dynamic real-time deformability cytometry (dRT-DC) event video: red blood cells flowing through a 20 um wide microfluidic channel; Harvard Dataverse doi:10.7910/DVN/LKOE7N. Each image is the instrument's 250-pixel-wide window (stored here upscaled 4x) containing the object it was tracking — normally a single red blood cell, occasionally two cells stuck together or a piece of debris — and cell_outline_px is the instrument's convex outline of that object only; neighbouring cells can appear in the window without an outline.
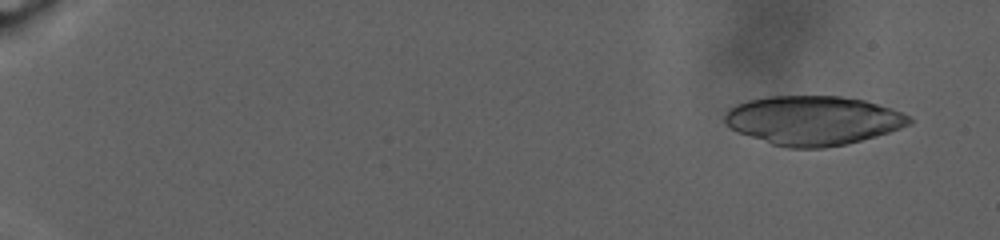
{"species": "human", "species_latin": "Homo sapiens", "temperature_condition": "warm", "stored_images_in_passage": 65, "camera_frame_rate_fps": 3000, "um_per_image_px": 0.085, "donor": {"sex": "male"}, "frame": {"image": 1, "passage_image": 10, "time_ms": 2.0, "image_size_px": [1000, 240], "cell_outline_px": [[912, 124], [876, 136], [848, 144], [824, 148], [788, 148], [772, 144], [736, 132], [724, 120], [724, 116], [728, 108], [736, 104], [748, 100], [768, 96], [840, 96], [864, 100], [900, 112], [908, 116], [912, 120]], "centroid_in_image_um": [69.08, 10.24], "position_along_channel_um": 15.9, "area_um2": 52.77}}
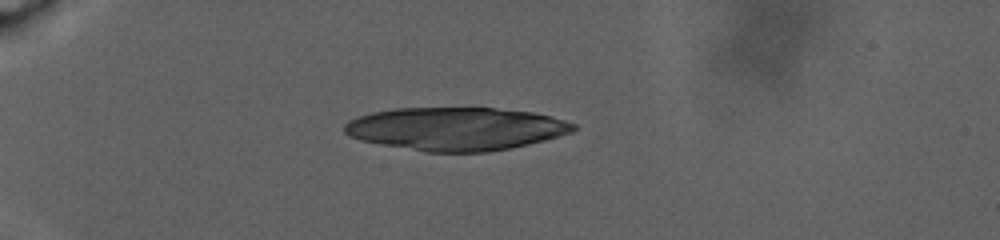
{"frame": {"image": 2, "passage_image": 36, "time_ms": 9.667, "image_size_px": [1000, 240], "cell_outline_px": [[576, 128], [572, 132], [544, 140], [512, 148], [488, 152], [424, 152], [380, 144], [360, 140], [348, 136], [344, 132], [344, 124], [348, 120], [372, 112], [396, 108], [496, 108], [532, 112], [552, 116], [576, 124]], "centroid_in_image_um": [38.74, 10.95], "position_along_channel_um": 46.3, "area_um2": 57.63}}